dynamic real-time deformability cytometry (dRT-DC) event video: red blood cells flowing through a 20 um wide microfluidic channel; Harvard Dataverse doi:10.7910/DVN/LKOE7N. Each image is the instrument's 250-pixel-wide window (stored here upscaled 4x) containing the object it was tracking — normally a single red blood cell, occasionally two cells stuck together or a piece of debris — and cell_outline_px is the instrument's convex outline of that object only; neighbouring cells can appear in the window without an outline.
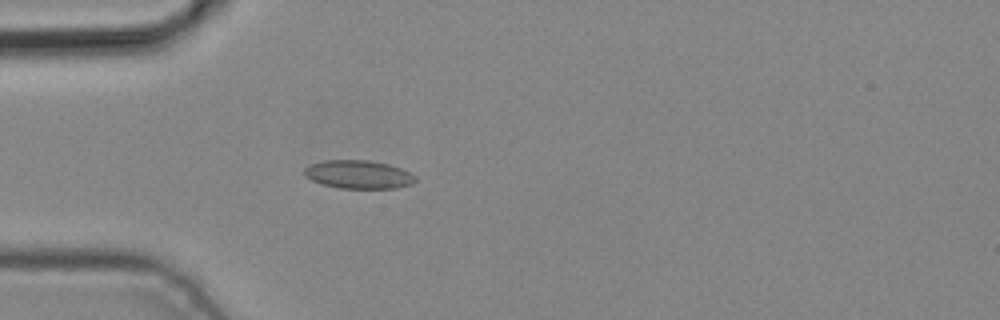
{"species": "common noctule bat (a hibernating species)", "species_latin": "Nyctalus noctula", "temperature_condition": "cold", "stored_images_in_passage": 2, "camera_frame_rate_fps": 3000, "um_per_image_px": 0.085, "animal": {"sex": "male", "body_mass_g": 19.2, "forearm_length_mm": 51.8}, "frame": {"image": 1, "passage_image": 2, "time_ms": 0.333, "image_size_px": [1000, 320], "cell_outline_px": [[416, 180], [412, 184], [396, 188], [340, 188], [324, 184], [312, 180], [304, 176], [304, 168], [312, 164], [324, 160], [368, 160], [388, 164], [400, 168], [416, 176]], "centroid_in_image_um": [30.47, 14.83], "position_along_channel_um": 54.5, "area_um2": 18.21}}